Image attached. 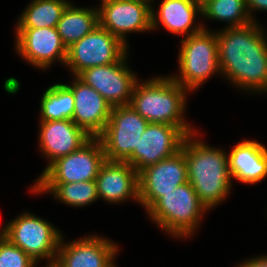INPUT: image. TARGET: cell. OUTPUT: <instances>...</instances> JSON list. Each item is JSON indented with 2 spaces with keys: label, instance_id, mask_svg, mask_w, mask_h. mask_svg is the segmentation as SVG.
Returning <instances> with one entry per match:
<instances>
[{
  "label": "cell",
  "instance_id": "6da1fadb",
  "mask_svg": "<svg viewBox=\"0 0 267 267\" xmlns=\"http://www.w3.org/2000/svg\"><path fill=\"white\" fill-rule=\"evenodd\" d=\"M256 22L216 33L220 72L245 91L267 92V35ZM265 36V37H264Z\"/></svg>",
  "mask_w": 267,
  "mask_h": 267
},
{
  "label": "cell",
  "instance_id": "7a4b0ae2",
  "mask_svg": "<svg viewBox=\"0 0 267 267\" xmlns=\"http://www.w3.org/2000/svg\"><path fill=\"white\" fill-rule=\"evenodd\" d=\"M196 132L187 135L181 149L187 163L188 182L200 202L209 210L227 197L232 187L228 154L209 147L202 140L193 139Z\"/></svg>",
  "mask_w": 267,
  "mask_h": 267
},
{
  "label": "cell",
  "instance_id": "3957f363",
  "mask_svg": "<svg viewBox=\"0 0 267 267\" xmlns=\"http://www.w3.org/2000/svg\"><path fill=\"white\" fill-rule=\"evenodd\" d=\"M188 90L171 76L155 77L136 82L130 105L149 123L170 124L179 127L186 135L195 133L184 120Z\"/></svg>",
  "mask_w": 267,
  "mask_h": 267
},
{
  "label": "cell",
  "instance_id": "277c9868",
  "mask_svg": "<svg viewBox=\"0 0 267 267\" xmlns=\"http://www.w3.org/2000/svg\"><path fill=\"white\" fill-rule=\"evenodd\" d=\"M207 210L192 184L186 182L163 194L147 212L162 230L177 238H183L194 234Z\"/></svg>",
  "mask_w": 267,
  "mask_h": 267
},
{
  "label": "cell",
  "instance_id": "5b68a950",
  "mask_svg": "<svg viewBox=\"0 0 267 267\" xmlns=\"http://www.w3.org/2000/svg\"><path fill=\"white\" fill-rule=\"evenodd\" d=\"M180 42V75L171 76L178 84L192 91L215 72L221 73L216 32H210L204 27L199 33L190 35Z\"/></svg>",
  "mask_w": 267,
  "mask_h": 267
},
{
  "label": "cell",
  "instance_id": "8992f818",
  "mask_svg": "<svg viewBox=\"0 0 267 267\" xmlns=\"http://www.w3.org/2000/svg\"><path fill=\"white\" fill-rule=\"evenodd\" d=\"M2 235L36 263L47 258V266L54 265L63 236L50 222L28 212L8 222L2 229Z\"/></svg>",
  "mask_w": 267,
  "mask_h": 267
},
{
  "label": "cell",
  "instance_id": "52a82bcc",
  "mask_svg": "<svg viewBox=\"0 0 267 267\" xmlns=\"http://www.w3.org/2000/svg\"><path fill=\"white\" fill-rule=\"evenodd\" d=\"M148 124L131 105L112 107L105 129L98 136L105 158L111 161H126L138 146Z\"/></svg>",
  "mask_w": 267,
  "mask_h": 267
},
{
  "label": "cell",
  "instance_id": "ba28073f",
  "mask_svg": "<svg viewBox=\"0 0 267 267\" xmlns=\"http://www.w3.org/2000/svg\"><path fill=\"white\" fill-rule=\"evenodd\" d=\"M128 45L98 25L93 31L67 48L65 65L74 76L85 69L118 62L128 51Z\"/></svg>",
  "mask_w": 267,
  "mask_h": 267
},
{
  "label": "cell",
  "instance_id": "9c48e42d",
  "mask_svg": "<svg viewBox=\"0 0 267 267\" xmlns=\"http://www.w3.org/2000/svg\"><path fill=\"white\" fill-rule=\"evenodd\" d=\"M106 160L102 142L92 137L80 149L55 160L35 183H72L96 180Z\"/></svg>",
  "mask_w": 267,
  "mask_h": 267
},
{
  "label": "cell",
  "instance_id": "30bf717a",
  "mask_svg": "<svg viewBox=\"0 0 267 267\" xmlns=\"http://www.w3.org/2000/svg\"><path fill=\"white\" fill-rule=\"evenodd\" d=\"M99 25L124 44L126 34L152 30L151 0H101Z\"/></svg>",
  "mask_w": 267,
  "mask_h": 267
},
{
  "label": "cell",
  "instance_id": "8fae6325",
  "mask_svg": "<svg viewBox=\"0 0 267 267\" xmlns=\"http://www.w3.org/2000/svg\"><path fill=\"white\" fill-rule=\"evenodd\" d=\"M188 182L187 163L181 149L139 172V204L146 211L163 195Z\"/></svg>",
  "mask_w": 267,
  "mask_h": 267
},
{
  "label": "cell",
  "instance_id": "7c38bea8",
  "mask_svg": "<svg viewBox=\"0 0 267 267\" xmlns=\"http://www.w3.org/2000/svg\"><path fill=\"white\" fill-rule=\"evenodd\" d=\"M126 58L127 53L116 63L87 68L78 77L100 93L112 107L130 105L138 79L127 67Z\"/></svg>",
  "mask_w": 267,
  "mask_h": 267
},
{
  "label": "cell",
  "instance_id": "4fadbf2b",
  "mask_svg": "<svg viewBox=\"0 0 267 267\" xmlns=\"http://www.w3.org/2000/svg\"><path fill=\"white\" fill-rule=\"evenodd\" d=\"M187 135L177 126L149 123L138 146L126 160L138 173L145 167L173 156L181 150Z\"/></svg>",
  "mask_w": 267,
  "mask_h": 267
},
{
  "label": "cell",
  "instance_id": "5bb4252c",
  "mask_svg": "<svg viewBox=\"0 0 267 267\" xmlns=\"http://www.w3.org/2000/svg\"><path fill=\"white\" fill-rule=\"evenodd\" d=\"M16 51L38 68H49L54 60L65 65L67 48L56 28L16 29Z\"/></svg>",
  "mask_w": 267,
  "mask_h": 267
},
{
  "label": "cell",
  "instance_id": "9a60e30c",
  "mask_svg": "<svg viewBox=\"0 0 267 267\" xmlns=\"http://www.w3.org/2000/svg\"><path fill=\"white\" fill-rule=\"evenodd\" d=\"M61 238L53 267H107L117 255V245L97 235L70 243Z\"/></svg>",
  "mask_w": 267,
  "mask_h": 267
},
{
  "label": "cell",
  "instance_id": "2e32d148",
  "mask_svg": "<svg viewBox=\"0 0 267 267\" xmlns=\"http://www.w3.org/2000/svg\"><path fill=\"white\" fill-rule=\"evenodd\" d=\"M74 78L72 85L65 84L74 95L72 121L91 137H98L105 129L112 106L78 76Z\"/></svg>",
  "mask_w": 267,
  "mask_h": 267
},
{
  "label": "cell",
  "instance_id": "e0dca14e",
  "mask_svg": "<svg viewBox=\"0 0 267 267\" xmlns=\"http://www.w3.org/2000/svg\"><path fill=\"white\" fill-rule=\"evenodd\" d=\"M99 199L121 203L132 198L139 202V173L126 161L105 160L96 177Z\"/></svg>",
  "mask_w": 267,
  "mask_h": 267
},
{
  "label": "cell",
  "instance_id": "ac0fdd59",
  "mask_svg": "<svg viewBox=\"0 0 267 267\" xmlns=\"http://www.w3.org/2000/svg\"><path fill=\"white\" fill-rule=\"evenodd\" d=\"M39 143L50 163L64 157L86 144L92 137L72 120L41 121Z\"/></svg>",
  "mask_w": 267,
  "mask_h": 267
},
{
  "label": "cell",
  "instance_id": "d6986e66",
  "mask_svg": "<svg viewBox=\"0 0 267 267\" xmlns=\"http://www.w3.org/2000/svg\"><path fill=\"white\" fill-rule=\"evenodd\" d=\"M231 178L246 184H255L267 176V148L254 140L237 143L228 154Z\"/></svg>",
  "mask_w": 267,
  "mask_h": 267
},
{
  "label": "cell",
  "instance_id": "ffe728a7",
  "mask_svg": "<svg viewBox=\"0 0 267 267\" xmlns=\"http://www.w3.org/2000/svg\"><path fill=\"white\" fill-rule=\"evenodd\" d=\"M154 11L152 8V30L161 23L167 31L188 37L204 29L203 25L192 27L196 15L202 14L196 0H162L157 16Z\"/></svg>",
  "mask_w": 267,
  "mask_h": 267
},
{
  "label": "cell",
  "instance_id": "44dd1931",
  "mask_svg": "<svg viewBox=\"0 0 267 267\" xmlns=\"http://www.w3.org/2000/svg\"><path fill=\"white\" fill-rule=\"evenodd\" d=\"M99 25V12L96 8H80L69 3L64 10L56 29L63 44L69 48Z\"/></svg>",
  "mask_w": 267,
  "mask_h": 267
},
{
  "label": "cell",
  "instance_id": "7402d4cb",
  "mask_svg": "<svg viewBox=\"0 0 267 267\" xmlns=\"http://www.w3.org/2000/svg\"><path fill=\"white\" fill-rule=\"evenodd\" d=\"M31 192L48 193L71 206L82 207L99 199L96 180L72 183H35Z\"/></svg>",
  "mask_w": 267,
  "mask_h": 267
},
{
  "label": "cell",
  "instance_id": "603a6c76",
  "mask_svg": "<svg viewBox=\"0 0 267 267\" xmlns=\"http://www.w3.org/2000/svg\"><path fill=\"white\" fill-rule=\"evenodd\" d=\"M69 3L67 0H33L20 15L16 29L56 28Z\"/></svg>",
  "mask_w": 267,
  "mask_h": 267
},
{
  "label": "cell",
  "instance_id": "cb8c5ba5",
  "mask_svg": "<svg viewBox=\"0 0 267 267\" xmlns=\"http://www.w3.org/2000/svg\"><path fill=\"white\" fill-rule=\"evenodd\" d=\"M40 101L41 121L72 120L74 95L65 84L47 88Z\"/></svg>",
  "mask_w": 267,
  "mask_h": 267
},
{
  "label": "cell",
  "instance_id": "d4e9b609",
  "mask_svg": "<svg viewBox=\"0 0 267 267\" xmlns=\"http://www.w3.org/2000/svg\"><path fill=\"white\" fill-rule=\"evenodd\" d=\"M201 16L226 21L228 27H242L252 23L246 0H211L202 7Z\"/></svg>",
  "mask_w": 267,
  "mask_h": 267
},
{
  "label": "cell",
  "instance_id": "484cf974",
  "mask_svg": "<svg viewBox=\"0 0 267 267\" xmlns=\"http://www.w3.org/2000/svg\"><path fill=\"white\" fill-rule=\"evenodd\" d=\"M36 262L0 232V267H36Z\"/></svg>",
  "mask_w": 267,
  "mask_h": 267
},
{
  "label": "cell",
  "instance_id": "4316f807",
  "mask_svg": "<svg viewBox=\"0 0 267 267\" xmlns=\"http://www.w3.org/2000/svg\"><path fill=\"white\" fill-rule=\"evenodd\" d=\"M246 7L248 10V13L251 17L252 22H256L255 18L251 15L253 9L254 10H266L267 11V0H246Z\"/></svg>",
  "mask_w": 267,
  "mask_h": 267
},
{
  "label": "cell",
  "instance_id": "83f0119b",
  "mask_svg": "<svg viewBox=\"0 0 267 267\" xmlns=\"http://www.w3.org/2000/svg\"><path fill=\"white\" fill-rule=\"evenodd\" d=\"M238 267H267V256H259L238 265Z\"/></svg>",
  "mask_w": 267,
  "mask_h": 267
},
{
  "label": "cell",
  "instance_id": "f1b7e54d",
  "mask_svg": "<svg viewBox=\"0 0 267 267\" xmlns=\"http://www.w3.org/2000/svg\"><path fill=\"white\" fill-rule=\"evenodd\" d=\"M211 0H196V2L201 6L203 7L207 2H209Z\"/></svg>",
  "mask_w": 267,
  "mask_h": 267
},
{
  "label": "cell",
  "instance_id": "f546056e",
  "mask_svg": "<svg viewBox=\"0 0 267 267\" xmlns=\"http://www.w3.org/2000/svg\"><path fill=\"white\" fill-rule=\"evenodd\" d=\"M107 267H117L114 263V259L110 262V264Z\"/></svg>",
  "mask_w": 267,
  "mask_h": 267
}]
</instances>
